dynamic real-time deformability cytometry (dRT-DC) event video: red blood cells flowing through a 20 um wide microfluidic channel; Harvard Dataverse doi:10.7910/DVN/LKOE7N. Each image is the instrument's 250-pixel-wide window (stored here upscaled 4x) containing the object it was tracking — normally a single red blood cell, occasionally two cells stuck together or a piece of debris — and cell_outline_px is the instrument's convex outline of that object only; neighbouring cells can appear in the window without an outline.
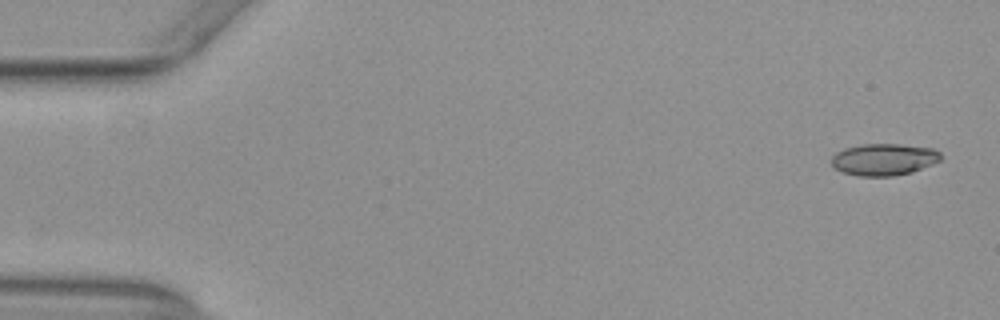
{"species": "common noctule bat (a hibernating species)", "species_latin": "Nyctalus noctula", "temperature_condition": "warm", "stored_images_in_passage": 2, "camera_frame_rate_fps": 3000, "um_per_image_px": 0.085, "animal": {"sex": "female", "body_mass_g": 29.2, "forearm_length_mm": 56.3}, "frame": {"image": 1, "passage_image": 2, "time_ms": 0.333, "image_size_px": [1000, 320], "cell_outline_px": [[940, 160], [932, 164], [912, 172], [892, 176], [856, 176], [832, 168], [832, 156], [836, 152], [844, 148], [864, 144], [900, 144], [932, 148], [940, 152]], "centroid_in_image_um": [75.1, 13.55], "position_along_channel_um": 9.9, "area_um2": 20.29}}